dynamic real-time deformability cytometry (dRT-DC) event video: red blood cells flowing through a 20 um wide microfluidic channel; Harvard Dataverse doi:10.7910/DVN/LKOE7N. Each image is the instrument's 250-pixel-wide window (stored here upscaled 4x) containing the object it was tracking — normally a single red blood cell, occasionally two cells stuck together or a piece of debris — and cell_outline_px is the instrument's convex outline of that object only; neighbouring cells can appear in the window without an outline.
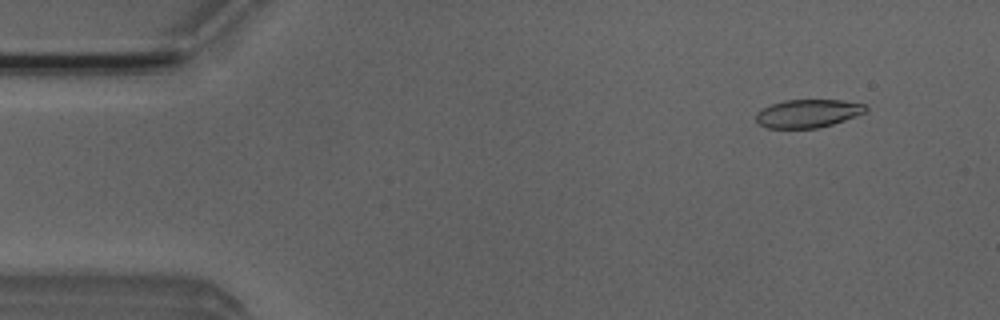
{"species": "Egyptian fruit bat (a non-hibernating species)", "species_latin": "Rousettus aegyptiacus", "temperature_condition": "room temperature", "stored_images_in_passage": 4, "camera_frame_rate_fps": 3000, "um_per_image_px": 0.085, "animal": {"sex": "male"}, "frame": {"image": 1, "passage_image": 2, "time_ms": 0.333, "image_size_px": [1000, 320], "cell_outline_px": [[868, 112], [832, 124], [816, 128], [768, 128], [760, 124], [756, 120], [756, 112], [760, 108], [784, 100], [840, 100], [864, 104], [868, 108]], "centroid_in_image_um": [68.67, 9.64], "position_along_channel_um": 16.3, "area_um2": 18.03}}